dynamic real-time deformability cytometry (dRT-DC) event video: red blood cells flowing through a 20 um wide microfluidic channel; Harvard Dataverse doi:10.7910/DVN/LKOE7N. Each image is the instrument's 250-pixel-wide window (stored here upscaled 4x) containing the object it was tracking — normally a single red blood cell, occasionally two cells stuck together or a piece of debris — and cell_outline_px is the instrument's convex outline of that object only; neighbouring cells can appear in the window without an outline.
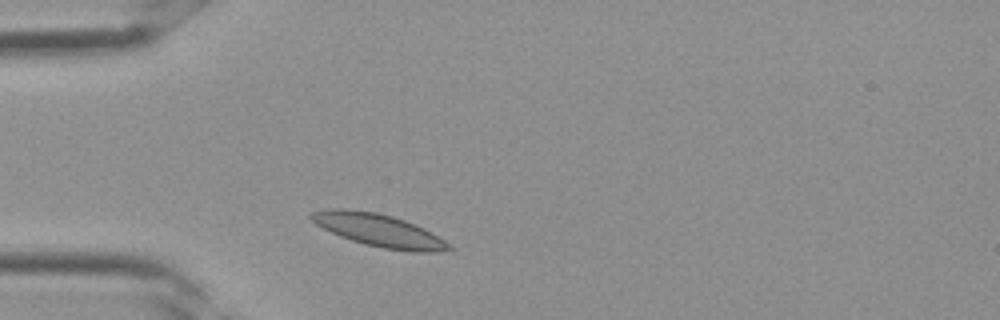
{"species": "Egyptian fruit bat (a non-hibernating species)", "species_latin": "Rousettus aegyptiacus", "temperature_condition": "room temperature", "stored_images_in_passage": 1, "camera_frame_rate_fps": 3000, "um_per_image_px": 0.085, "frame": {"image": 1, "passage_image": 1, "time_ms": 0.0, "image_size_px": [1000, 320], "cell_outline_px": [[452, 248], [436, 252], [412, 252], [384, 248], [364, 244], [340, 236], [316, 224], [308, 216], [312, 212], [328, 208], [348, 208], [376, 212], [392, 216], [404, 220], [424, 228], [444, 240]], "centroid_in_image_um": [32.17, 19.56], "position_along_channel_um": 52.8, "area_um2": 26.01}}